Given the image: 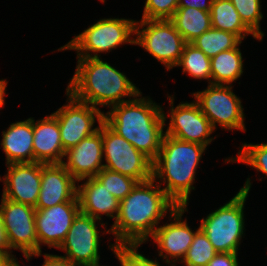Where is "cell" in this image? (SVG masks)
I'll list each match as a JSON object with an SVG mask.
<instances>
[{
    "label": "cell",
    "mask_w": 267,
    "mask_h": 266,
    "mask_svg": "<svg viewBox=\"0 0 267 266\" xmlns=\"http://www.w3.org/2000/svg\"><path fill=\"white\" fill-rule=\"evenodd\" d=\"M155 180L138 182L122 200L114 224L106 233L115 235V245H141L155 232L159 220L177 205ZM156 226V227H155Z\"/></svg>",
    "instance_id": "obj_1"
},
{
    "label": "cell",
    "mask_w": 267,
    "mask_h": 266,
    "mask_svg": "<svg viewBox=\"0 0 267 266\" xmlns=\"http://www.w3.org/2000/svg\"><path fill=\"white\" fill-rule=\"evenodd\" d=\"M140 93L133 99L112 106L104 114V122L138 151L154 161L165 135L163 128L168 116L160 105ZM141 97V98H137Z\"/></svg>",
    "instance_id": "obj_2"
},
{
    "label": "cell",
    "mask_w": 267,
    "mask_h": 266,
    "mask_svg": "<svg viewBox=\"0 0 267 266\" xmlns=\"http://www.w3.org/2000/svg\"><path fill=\"white\" fill-rule=\"evenodd\" d=\"M76 72L66 91L79 101L98 108L123 103V97H136L141 92L119 70L100 58H78Z\"/></svg>",
    "instance_id": "obj_3"
},
{
    "label": "cell",
    "mask_w": 267,
    "mask_h": 266,
    "mask_svg": "<svg viewBox=\"0 0 267 266\" xmlns=\"http://www.w3.org/2000/svg\"><path fill=\"white\" fill-rule=\"evenodd\" d=\"M206 146L164 135L160 151L153 161V177L162 180L166 195L177 205L187 207L194 190L196 168Z\"/></svg>",
    "instance_id": "obj_4"
},
{
    "label": "cell",
    "mask_w": 267,
    "mask_h": 266,
    "mask_svg": "<svg viewBox=\"0 0 267 266\" xmlns=\"http://www.w3.org/2000/svg\"><path fill=\"white\" fill-rule=\"evenodd\" d=\"M251 188L250 178L228 203L201 220L205 233L217 253H237L244 234V204Z\"/></svg>",
    "instance_id": "obj_5"
},
{
    "label": "cell",
    "mask_w": 267,
    "mask_h": 266,
    "mask_svg": "<svg viewBox=\"0 0 267 266\" xmlns=\"http://www.w3.org/2000/svg\"><path fill=\"white\" fill-rule=\"evenodd\" d=\"M135 23V20L124 18L100 19L58 51L76 50L77 58H99V52H108L123 43L135 44V38H131L132 34L135 35Z\"/></svg>",
    "instance_id": "obj_6"
},
{
    "label": "cell",
    "mask_w": 267,
    "mask_h": 266,
    "mask_svg": "<svg viewBox=\"0 0 267 266\" xmlns=\"http://www.w3.org/2000/svg\"><path fill=\"white\" fill-rule=\"evenodd\" d=\"M135 34V45L142 46L167 70L176 67L186 42L170 19H141L135 23Z\"/></svg>",
    "instance_id": "obj_7"
},
{
    "label": "cell",
    "mask_w": 267,
    "mask_h": 266,
    "mask_svg": "<svg viewBox=\"0 0 267 266\" xmlns=\"http://www.w3.org/2000/svg\"><path fill=\"white\" fill-rule=\"evenodd\" d=\"M104 168L129 176L138 182L153 177V161L138 151L130 142L119 136L102 122Z\"/></svg>",
    "instance_id": "obj_8"
},
{
    "label": "cell",
    "mask_w": 267,
    "mask_h": 266,
    "mask_svg": "<svg viewBox=\"0 0 267 266\" xmlns=\"http://www.w3.org/2000/svg\"><path fill=\"white\" fill-rule=\"evenodd\" d=\"M201 112L212 127L246 131L241 100L232 92L231 85L209 84L207 89L193 93Z\"/></svg>",
    "instance_id": "obj_9"
},
{
    "label": "cell",
    "mask_w": 267,
    "mask_h": 266,
    "mask_svg": "<svg viewBox=\"0 0 267 266\" xmlns=\"http://www.w3.org/2000/svg\"><path fill=\"white\" fill-rule=\"evenodd\" d=\"M69 102L52 113L58 121L63 149L76 146L84 138L99 130L104 121V112L90 104L79 101L66 91ZM99 124L93 128L95 120Z\"/></svg>",
    "instance_id": "obj_10"
},
{
    "label": "cell",
    "mask_w": 267,
    "mask_h": 266,
    "mask_svg": "<svg viewBox=\"0 0 267 266\" xmlns=\"http://www.w3.org/2000/svg\"><path fill=\"white\" fill-rule=\"evenodd\" d=\"M1 200L0 212L10 249H19L23 255L38 253L35 207L3 196Z\"/></svg>",
    "instance_id": "obj_11"
},
{
    "label": "cell",
    "mask_w": 267,
    "mask_h": 266,
    "mask_svg": "<svg viewBox=\"0 0 267 266\" xmlns=\"http://www.w3.org/2000/svg\"><path fill=\"white\" fill-rule=\"evenodd\" d=\"M80 212L78 197L45 209H36L35 225L38 239V253L24 254L29 261L33 256H41V244L48 248H59Z\"/></svg>",
    "instance_id": "obj_12"
},
{
    "label": "cell",
    "mask_w": 267,
    "mask_h": 266,
    "mask_svg": "<svg viewBox=\"0 0 267 266\" xmlns=\"http://www.w3.org/2000/svg\"><path fill=\"white\" fill-rule=\"evenodd\" d=\"M95 218L82 213L76 215L66 235V238L58 249L66 252L65 257L76 266H83L98 262L99 233Z\"/></svg>",
    "instance_id": "obj_13"
},
{
    "label": "cell",
    "mask_w": 267,
    "mask_h": 266,
    "mask_svg": "<svg viewBox=\"0 0 267 266\" xmlns=\"http://www.w3.org/2000/svg\"><path fill=\"white\" fill-rule=\"evenodd\" d=\"M169 97L170 122L165 135H169L185 142L199 143L208 146L214 138H208L215 129L208 118L201 112L200 107L194 101L185 102L174 106V98Z\"/></svg>",
    "instance_id": "obj_14"
},
{
    "label": "cell",
    "mask_w": 267,
    "mask_h": 266,
    "mask_svg": "<svg viewBox=\"0 0 267 266\" xmlns=\"http://www.w3.org/2000/svg\"><path fill=\"white\" fill-rule=\"evenodd\" d=\"M186 208L177 206L174 211L170 212V219L173 218L174 222L157 227L151 236L160 249L159 256L163 257L167 264L174 262L170 266H175L178 259V262H182L193 242L195 233L200 229L197 228L194 232L186 220H182L183 213L187 211ZM169 256L173 260L170 261Z\"/></svg>",
    "instance_id": "obj_15"
},
{
    "label": "cell",
    "mask_w": 267,
    "mask_h": 266,
    "mask_svg": "<svg viewBox=\"0 0 267 266\" xmlns=\"http://www.w3.org/2000/svg\"><path fill=\"white\" fill-rule=\"evenodd\" d=\"M2 196L13 202L36 207L41 185V163L24 162L7 164Z\"/></svg>",
    "instance_id": "obj_16"
},
{
    "label": "cell",
    "mask_w": 267,
    "mask_h": 266,
    "mask_svg": "<svg viewBox=\"0 0 267 266\" xmlns=\"http://www.w3.org/2000/svg\"><path fill=\"white\" fill-rule=\"evenodd\" d=\"M64 157L67 162L62 164L78 182L95 177L104 168L102 123L98 131L68 149Z\"/></svg>",
    "instance_id": "obj_17"
},
{
    "label": "cell",
    "mask_w": 267,
    "mask_h": 266,
    "mask_svg": "<svg viewBox=\"0 0 267 266\" xmlns=\"http://www.w3.org/2000/svg\"><path fill=\"white\" fill-rule=\"evenodd\" d=\"M76 179L62 163H41V185L35 209H45L77 196Z\"/></svg>",
    "instance_id": "obj_18"
},
{
    "label": "cell",
    "mask_w": 267,
    "mask_h": 266,
    "mask_svg": "<svg viewBox=\"0 0 267 266\" xmlns=\"http://www.w3.org/2000/svg\"><path fill=\"white\" fill-rule=\"evenodd\" d=\"M34 162L44 164L62 163L63 149L57 118L51 114L41 120L33 119Z\"/></svg>",
    "instance_id": "obj_19"
},
{
    "label": "cell",
    "mask_w": 267,
    "mask_h": 266,
    "mask_svg": "<svg viewBox=\"0 0 267 266\" xmlns=\"http://www.w3.org/2000/svg\"><path fill=\"white\" fill-rule=\"evenodd\" d=\"M86 179L84 184L77 185L80 211L99 220V222H101V215L103 214L116 220L120 201L96 177Z\"/></svg>",
    "instance_id": "obj_20"
},
{
    "label": "cell",
    "mask_w": 267,
    "mask_h": 266,
    "mask_svg": "<svg viewBox=\"0 0 267 266\" xmlns=\"http://www.w3.org/2000/svg\"><path fill=\"white\" fill-rule=\"evenodd\" d=\"M2 135L0 144L6 155V165L34 162L33 118L12 123Z\"/></svg>",
    "instance_id": "obj_21"
},
{
    "label": "cell",
    "mask_w": 267,
    "mask_h": 266,
    "mask_svg": "<svg viewBox=\"0 0 267 266\" xmlns=\"http://www.w3.org/2000/svg\"><path fill=\"white\" fill-rule=\"evenodd\" d=\"M170 20L186 43L212 27L210 12L192 7H178Z\"/></svg>",
    "instance_id": "obj_22"
},
{
    "label": "cell",
    "mask_w": 267,
    "mask_h": 266,
    "mask_svg": "<svg viewBox=\"0 0 267 266\" xmlns=\"http://www.w3.org/2000/svg\"><path fill=\"white\" fill-rule=\"evenodd\" d=\"M211 24L215 29L235 34L241 41L251 34L260 40L241 20L230 0H213L210 10Z\"/></svg>",
    "instance_id": "obj_23"
},
{
    "label": "cell",
    "mask_w": 267,
    "mask_h": 266,
    "mask_svg": "<svg viewBox=\"0 0 267 266\" xmlns=\"http://www.w3.org/2000/svg\"><path fill=\"white\" fill-rule=\"evenodd\" d=\"M242 41L233 49L220 52L210 58L211 84L230 85L243 74V58L240 48Z\"/></svg>",
    "instance_id": "obj_24"
},
{
    "label": "cell",
    "mask_w": 267,
    "mask_h": 266,
    "mask_svg": "<svg viewBox=\"0 0 267 266\" xmlns=\"http://www.w3.org/2000/svg\"><path fill=\"white\" fill-rule=\"evenodd\" d=\"M240 42L241 40L235 34L211 27L191 44L211 58L220 52L235 48Z\"/></svg>",
    "instance_id": "obj_25"
},
{
    "label": "cell",
    "mask_w": 267,
    "mask_h": 266,
    "mask_svg": "<svg viewBox=\"0 0 267 266\" xmlns=\"http://www.w3.org/2000/svg\"><path fill=\"white\" fill-rule=\"evenodd\" d=\"M177 66L183 67V73L187 72L195 79H208V83L211 84V60L193 44L184 45Z\"/></svg>",
    "instance_id": "obj_26"
},
{
    "label": "cell",
    "mask_w": 267,
    "mask_h": 266,
    "mask_svg": "<svg viewBox=\"0 0 267 266\" xmlns=\"http://www.w3.org/2000/svg\"><path fill=\"white\" fill-rule=\"evenodd\" d=\"M217 254L213 245L205 235V233L199 229L193 238L188 251L182 260L186 266H207L208 262Z\"/></svg>",
    "instance_id": "obj_27"
},
{
    "label": "cell",
    "mask_w": 267,
    "mask_h": 266,
    "mask_svg": "<svg viewBox=\"0 0 267 266\" xmlns=\"http://www.w3.org/2000/svg\"><path fill=\"white\" fill-rule=\"evenodd\" d=\"M106 189L119 201H122L136 186L137 180L103 168L95 176Z\"/></svg>",
    "instance_id": "obj_28"
},
{
    "label": "cell",
    "mask_w": 267,
    "mask_h": 266,
    "mask_svg": "<svg viewBox=\"0 0 267 266\" xmlns=\"http://www.w3.org/2000/svg\"><path fill=\"white\" fill-rule=\"evenodd\" d=\"M241 20L244 24L260 39L262 40L264 33L261 32L260 20L263 15L261 13L260 0H230Z\"/></svg>",
    "instance_id": "obj_29"
},
{
    "label": "cell",
    "mask_w": 267,
    "mask_h": 266,
    "mask_svg": "<svg viewBox=\"0 0 267 266\" xmlns=\"http://www.w3.org/2000/svg\"><path fill=\"white\" fill-rule=\"evenodd\" d=\"M229 162H241L252 166L258 172L267 176V143L261 144H243L238 152V156L231 158Z\"/></svg>",
    "instance_id": "obj_30"
},
{
    "label": "cell",
    "mask_w": 267,
    "mask_h": 266,
    "mask_svg": "<svg viewBox=\"0 0 267 266\" xmlns=\"http://www.w3.org/2000/svg\"><path fill=\"white\" fill-rule=\"evenodd\" d=\"M178 8V0H146L142 20L171 19Z\"/></svg>",
    "instance_id": "obj_31"
},
{
    "label": "cell",
    "mask_w": 267,
    "mask_h": 266,
    "mask_svg": "<svg viewBox=\"0 0 267 266\" xmlns=\"http://www.w3.org/2000/svg\"><path fill=\"white\" fill-rule=\"evenodd\" d=\"M140 245H115L114 250L120 255L124 266H161L157 260H151L140 254Z\"/></svg>",
    "instance_id": "obj_32"
},
{
    "label": "cell",
    "mask_w": 267,
    "mask_h": 266,
    "mask_svg": "<svg viewBox=\"0 0 267 266\" xmlns=\"http://www.w3.org/2000/svg\"><path fill=\"white\" fill-rule=\"evenodd\" d=\"M238 253H217L207 266H238Z\"/></svg>",
    "instance_id": "obj_33"
},
{
    "label": "cell",
    "mask_w": 267,
    "mask_h": 266,
    "mask_svg": "<svg viewBox=\"0 0 267 266\" xmlns=\"http://www.w3.org/2000/svg\"><path fill=\"white\" fill-rule=\"evenodd\" d=\"M213 0H178V7H192L210 12Z\"/></svg>",
    "instance_id": "obj_34"
},
{
    "label": "cell",
    "mask_w": 267,
    "mask_h": 266,
    "mask_svg": "<svg viewBox=\"0 0 267 266\" xmlns=\"http://www.w3.org/2000/svg\"><path fill=\"white\" fill-rule=\"evenodd\" d=\"M44 259L42 266H76L63 256L44 253Z\"/></svg>",
    "instance_id": "obj_35"
},
{
    "label": "cell",
    "mask_w": 267,
    "mask_h": 266,
    "mask_svg": "<svg viewBox=\"0 0 267 266\" xmlns=\"http://www.w3.org/2000/svg\"><path fill=\"white\" fill-rule=\"evenodd\" d=\"M8 250L10 251V246L7 241L5 227H4L1 212H0V254L11 257L12 252L11 251L9 252Z\"/></svg>",
    "instance_id": "obj_36"
},
{
    "label": "cell",
    "mask_w": 267,
    "mask_h": 266,
    "mask_svg": "<svg viewBox=\"0 0 267 266\" xmlns=\"http://www.w3.org/2000/svg\"><path fill=\"white\" fill-rule=\"evenodd\" d=\"M7 81L6 80H0V108L4 105V96H5V90H6Z\"/></svg>",
    "instance_id": "obj_37"
},
{
    "label": "cell",
    "mask_w": 267,
    "mask_h": 266,
    "mask_svg": "<svg viewBox=\"0 0 267 266\" xmlns=\"http://www.w3.org/2000/svg\"><path fill=\"white\" fill-rule=\"evenodd\" d=\"M114 244H112V247L111 246H109L110 247V249H112L113 250V252L115 253V255H116V257L119 259V262L121 263V266H124L123 265V263H122V260H121V257H120V255L113 249L114 248ZM83 266H100L99 265V261L98 262H95V263H90V264H87V265H83ZM103 266V265H102Z\"/></svg>",
    "instance_id": "obj_38"
},
{
    "label": "cell",
    "mask_w": 267,
    "mask_h": 266,
    "mask_svg": "<svg viewBox=\"0 0 267 266\" xmlns=\"http://www.w3.org/2000/svg\"><path fill=\"white\" fill-rule=\"evenodd\" d=\"M10 257L0 254V266H8Z\"/></svg>",
    "instance_id": "obj_39"
},
{
    "label": "cell",
    "mask_w": 267,
    "mask_h": 266,
    "mask_svg": "<svg viewBox=\"0 0 267 266\" xmlns=\"http://www.w3.org/2000/svg\"><path fill=\"white\" fill-rule=\"evenodd\" d=\"M9 266H20L19 262H17V259L12 255L9 259Z\"/></svg>",
    "instance_id": "obj_40"
}]
</instances>
